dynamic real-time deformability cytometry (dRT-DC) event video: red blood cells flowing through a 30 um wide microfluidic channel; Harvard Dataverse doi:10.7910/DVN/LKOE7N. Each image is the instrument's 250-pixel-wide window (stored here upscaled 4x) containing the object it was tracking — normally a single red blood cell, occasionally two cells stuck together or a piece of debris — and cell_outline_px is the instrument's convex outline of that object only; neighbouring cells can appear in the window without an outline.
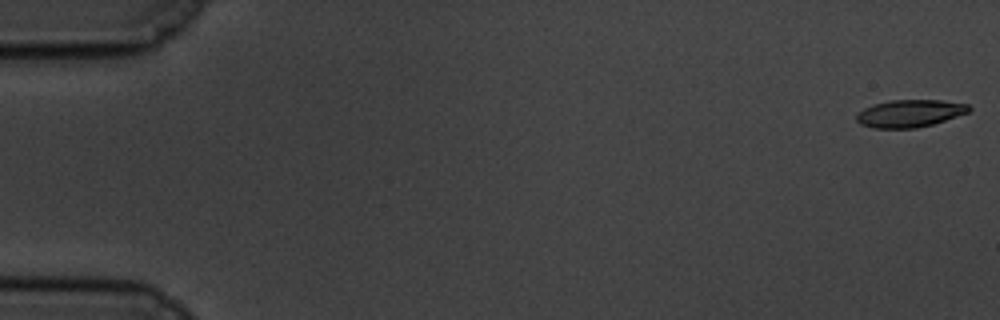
{"species": "common noctule bat (a hibernating species)", "species_latin": "Nyctalus noctula", "temperature_condition": "cold", "stored_images_in_passage": 25, "camera_frame_rate_fps": 3000, "um_per_image_px": 0.085, "animal": {"sex": "male", "body_mass_g": 19.5, "forearm_length_mm": 54.6}, "frame": {"image": 1, "passage_image": 1, "time_ms": 0.0, "image_size_px": [1000, 320], "cell_outline_px": [[972, 108], [968, 112], [932, 124], [916, 128], [872, 128], [860, 124], [856, 120], [856, 116], [864, 108], [872, 104], [888, 100], [940, 100], [968, 104]], "centroid_in_image_um": [77.3, 9.63], "position_along_channel_um": 7.7, "area_um2": 17.92}}
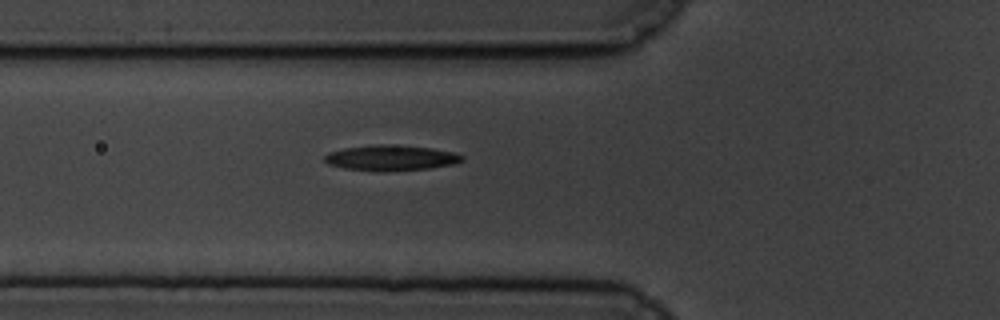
{"frame": {"image": 2, "passage_image": 21, "time_ms": 6.667, "image_size_px": [1000, 320], "cell_outline_px": [[464, 160], [452, 164], [428, 168], [376, 172], [344, 168], [328, 164], [324, 160], [324, 156], [328, 152], [344, 148], [376, 144], [388, 144], [432, 148], [452, 152], [464, 156]], "centroid_in_image_um": [33.18, 13.42], "position_along_channel_um": 92.6, "area_um2": 20.4}}
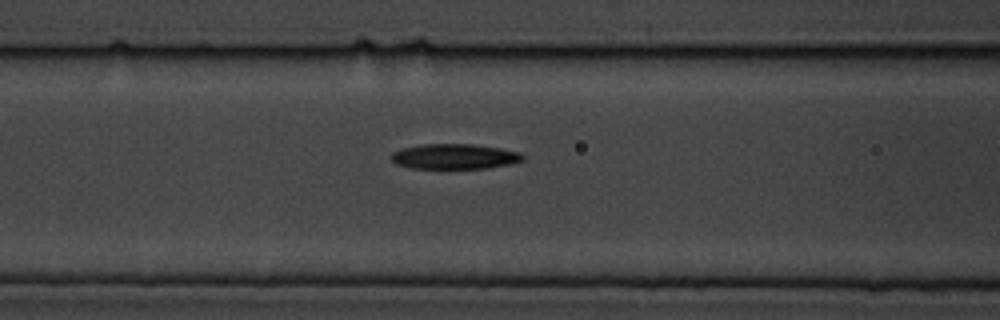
{"frame": {"image": 3, "passage_image": 24, "time_ms": 7.667, "image_size_px": [1000, 320], "cell_outline_px": [[524, 160], [512, 164], [488, 168], [412, 168], [396, 164], [392, 160], [392, 152], [404, 148], [420, 144], [472, 144], [500, 148], [520, 152], [524, 156]], "centroid_in_image_um": [38.67, 13.3], "position_along_channel_um": 127.9, "area_um2": 19.31}}